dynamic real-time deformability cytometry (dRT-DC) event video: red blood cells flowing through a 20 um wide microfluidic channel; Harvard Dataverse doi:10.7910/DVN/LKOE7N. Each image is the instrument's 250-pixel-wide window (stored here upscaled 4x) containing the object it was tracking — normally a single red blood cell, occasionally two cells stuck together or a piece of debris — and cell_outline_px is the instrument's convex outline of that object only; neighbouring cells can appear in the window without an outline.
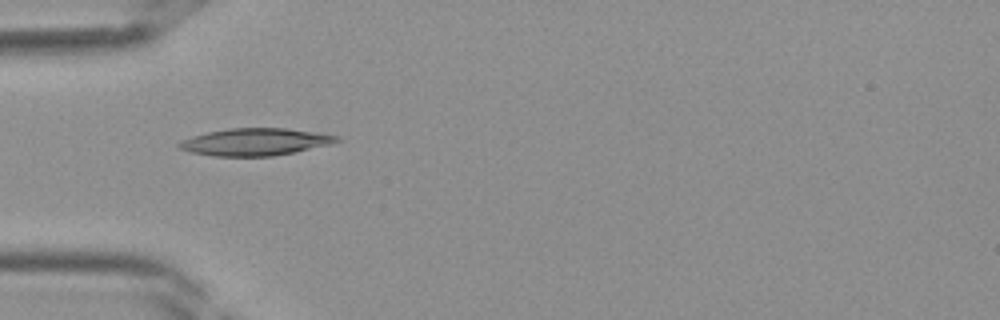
{"species": "Egyptian fruit bat (a non-hibernating species)", "species_latin": "Rousettus aegyptiacus", "temperature_condition": "room temperature", "stored_images_in_passage": 30, "camera_frame_rate_fps": 3000, "um_per_image_px": 0.085, "frame": {"image": 1, "passage_image": 3, "time_ms": 0.667, "image_size_px": [1000, 320], "cell_outline_px": [[344, 140], [332, 144], [296, 152], [272, 156], [212, 156], [188, 152], [180, 148], [176, 144], [192, 136], [208, 132], [228, 128], [288, 128], [316, 132], [340, 136]], "centroid_in_image_um": [21.75, 12.06], "position_along_channel_um": 63.2, "area_um2": 25.26}}
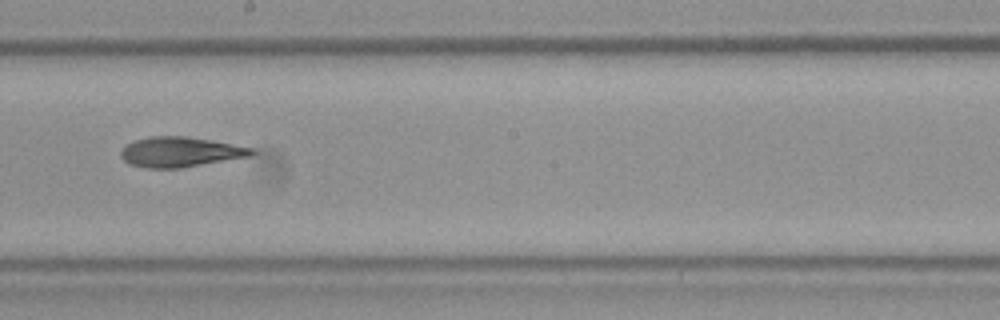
{"frame": {"image": 2, "passage_image": 13, "time_ms": 4.0, "image_size_px": [1000, 320], "cell_outline_px": [[256, 152], [252, 156], [180, 168], [144, 168], [128, 164], [120, 156], [120, 152], [128, 144], [136, 140], [148, 136], [184, 136], [256, 148]], "centroid_in_image_um": [15.33, 12.93], "position_along_channel_um": 232.9, "area_um2": 22.89}}
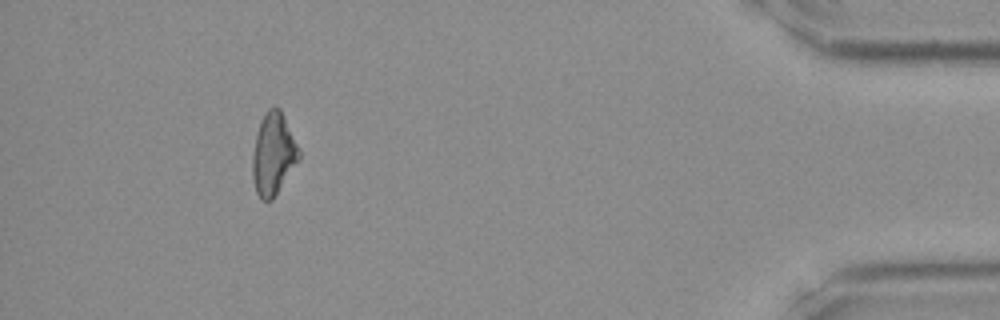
{"frame": {"image": 3, "passage_image": 27, "time_ms": 8.667, "image_size_px": [1000, 320], "cell_outline_px": [[300, 160], [272, 200], [260, 200], [256, 192], [252, 176], [252, 156], [256, 136], [260, 120], [264, 112], [268, 108], [280, 108], [300, 148]], "centroid_in_image_um": [23.24, 13.1], "position_along_channel_um": 412.0, "area_um2": 22.43}}